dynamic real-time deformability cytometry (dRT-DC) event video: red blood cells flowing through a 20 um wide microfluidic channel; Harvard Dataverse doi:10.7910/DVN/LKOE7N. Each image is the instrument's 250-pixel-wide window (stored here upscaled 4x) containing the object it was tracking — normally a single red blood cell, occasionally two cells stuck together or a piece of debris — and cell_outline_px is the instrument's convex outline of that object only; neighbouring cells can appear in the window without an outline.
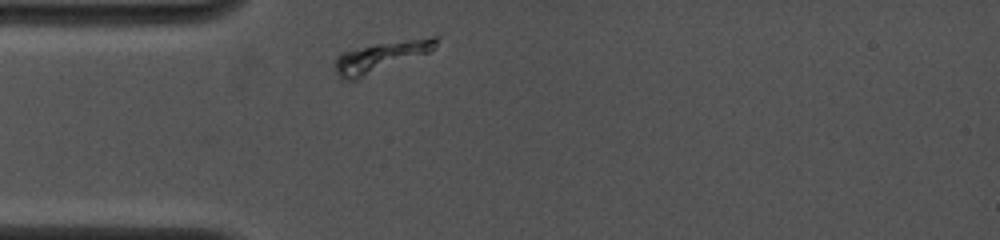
{"species": "common noctule bat (a hibernating species)", "species_latin": "Nyctalus noctula", "temperature_condition": "cold", "stored_images_in_passage": 9, "camera_frame_rate_fps": 4000, "um_per_image_px": 0.085, "animal": {"sex": "female", "body_mass_g": 19.0, "forearm_length_mm": 53.3}, "frame": {"image": 1, "passage_image": 1, "time_ms": 0.0, "image_size_px": [1000, 240], "cell_outline_px": [[440, 36], [436, 48], [428, 52], [356, 80], [340, 80], [336, 72], [336, 56], [340, 52], [376, 44], [432, 36]], "centroid_in_image_um": [32.37, 4.82], "position_along_channel_um": 52.6, "area_um2": 17.57}}
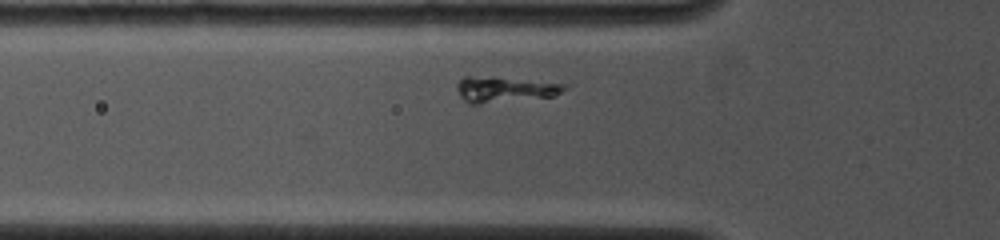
{"frame": {"image": 2, "passage_image": 5, "time_ms": 1.0, "image_size_px": [1000, 240], "cell_outline_px": [[568, 88], [552, 96], [480, 104], [468, 104], [460, 96], [456, 88], [456, 84], [464, 76], [468, 76], [568, 84]], "centroid_in_image_um": [42.84, 7.63], "position_along_channel_um": 83.0, "area_um2": 15.49}}
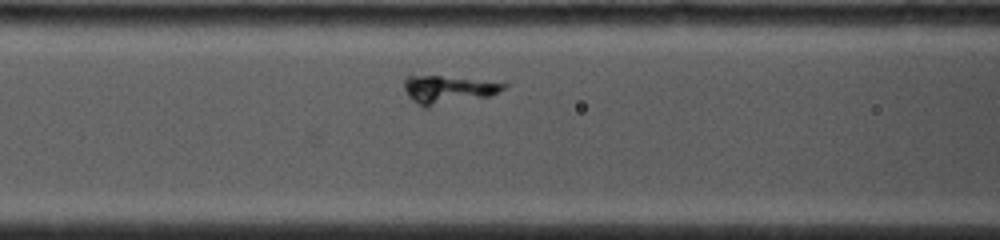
{"frame": {"image": 3, "passage_image": 9, "time_ms": 2.25, "image_size_px": [1000, 240], "cell_outline_px": [[508, 84], [504, 88], [488, 96], [428, 108], [424, 108], [412, 100], [408, 96], [404, 88], [404, 80], [408, 76], [440, 76]], "centroid_in_image_um": [37.99, 7.64], "position_along_channel_um": 128.6, "area_um2": 15.84}}